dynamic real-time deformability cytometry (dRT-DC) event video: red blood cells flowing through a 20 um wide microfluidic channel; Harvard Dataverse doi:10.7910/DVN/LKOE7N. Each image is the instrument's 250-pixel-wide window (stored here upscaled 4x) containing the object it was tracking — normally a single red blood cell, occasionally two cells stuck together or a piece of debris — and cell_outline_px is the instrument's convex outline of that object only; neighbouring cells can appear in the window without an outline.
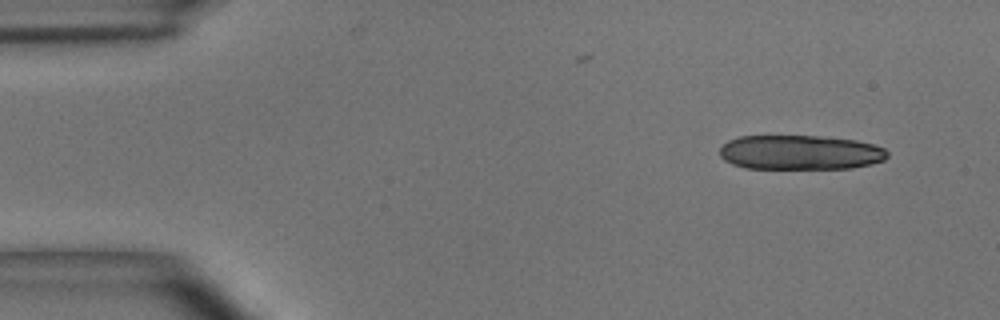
{"species": "common noctule bat (a hibernating species)", "species_latin": "Nyctalus noctula", "temperature_condition": "room temperature", "stored_images_in_passage": 18, "camera_frame_rate_fps": 3000, "um_per_image_px": 0.085, "animal": {"sex": "male", "body_mass_g": 15.6}, "frame": {"image": 1, "passage_image": 3, "time_ms": 0.667, "image_size_px": [1000, 320], "cell_outline_px": [[888, 156], [884, 160], [852, 168], [744, 168], [732, 164], [724, 160], [720, 156], [720, 148], [728, 140], [740, 136], [820, 136], [856, 140], [872, 144], [884, 148], [888, 152]], "centroid_in_image_um": [67.99, 12.95], "position_along_channel_um": 17.0, "area_um2": 33.7}}
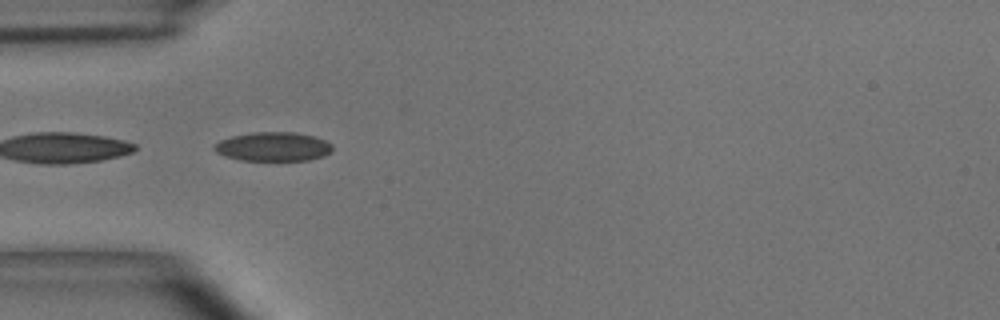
{"frame": {"image": 2, "passage_image": 15, "time_ms": 4.667, "image_size_px": [1000, 320], "cell_outline_px": [[332, 152], [324, 156], [308, 160], [240, 160], [224, 156], [216, 152], [212, 148], [220, 140], [232, 136], [252, 132], [296, 132], [316, 136], [332, 144]], "centroid_in_image_um": [23.24, 12.46], "position_along_channel_um": 61.8, "area_um2": 20.11}}